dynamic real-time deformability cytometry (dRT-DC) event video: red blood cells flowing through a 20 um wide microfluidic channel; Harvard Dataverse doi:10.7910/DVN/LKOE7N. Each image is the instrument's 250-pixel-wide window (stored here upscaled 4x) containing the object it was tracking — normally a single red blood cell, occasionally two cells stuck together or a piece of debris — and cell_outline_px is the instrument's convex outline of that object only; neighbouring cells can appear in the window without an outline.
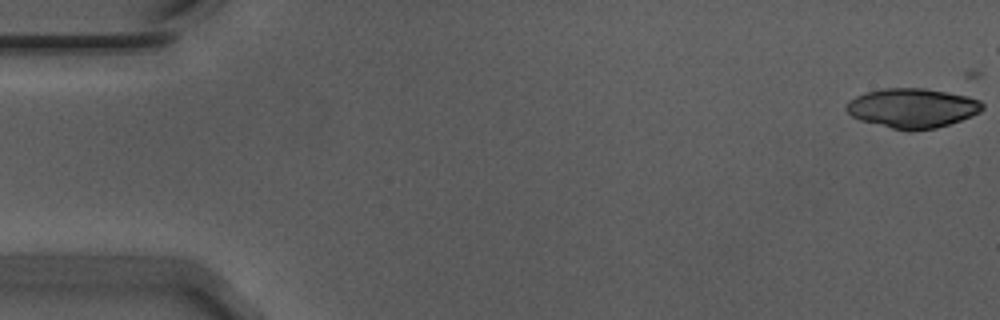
{"species": "Egyptian fruit bat (a non-hibernating species)", "species_latin": "Rousettus aegyptiacus", "temperature_condition": "warm", "stored_images_in_passage": 15, "camera_frame_rate_fps": 3000, "um_per_image_px": 0.085, "animal": {"sex": "male"}, "frame": {"image": 1, "passage_image": 1, "time_ms": 0.0, "image_size_px": [1000, 320], "cell_outline_px": [[984, 108], [980, 112], [972, 116], [936, 128], [912, 132], [908, 132], [860, 120], [852, 116], [844, 108], [848, 100], [864, 92], [884, 88], [924, 88], [968, 96], [980, 100], [984, 104]], "centroid_in_image_um": [77.54, 9.19], "position_along_channel_um": 7.5, "area_um2": 31.62}}